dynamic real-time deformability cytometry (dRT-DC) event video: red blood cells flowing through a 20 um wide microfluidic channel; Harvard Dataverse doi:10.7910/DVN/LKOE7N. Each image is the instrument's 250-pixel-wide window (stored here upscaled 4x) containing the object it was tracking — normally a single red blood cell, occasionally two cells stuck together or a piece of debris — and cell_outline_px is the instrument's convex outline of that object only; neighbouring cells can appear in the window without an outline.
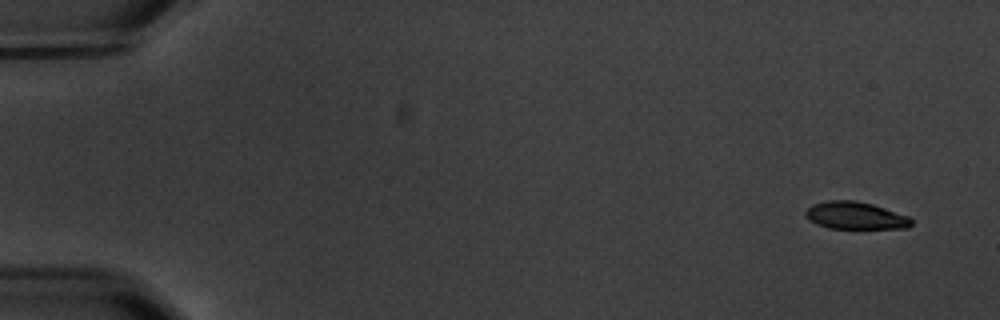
{"species": "common noctule bat (a hibernating species)", "species_latin": "Nyctalus noctula", "temperature_condition": "warm", "stored_images_in_passage": 3, "camera_frame_rate_fps": 3000, "um_per_image_px": 0.085, "animal": {"sex": "male", "body_mass_g": 20.1, "forearm_length_mm": 53.5}, "frame": {"image": 1, "passage_image": 1, "time_ms": 0.0, "image_size_px": [1000, 320], "cell_outline_px": [[912, 224], [908, 228], [828, 228], [816, 224], [808, 220], [804, 216], [804, 212], [812, 204], [828, 200], [856, 200], [872, 204], [908, 216], [912, 220]], "centroid_in_image_um": [72.66, 18.32], "position_along_channel_um": 12.3, "area_um2": 16.94}}